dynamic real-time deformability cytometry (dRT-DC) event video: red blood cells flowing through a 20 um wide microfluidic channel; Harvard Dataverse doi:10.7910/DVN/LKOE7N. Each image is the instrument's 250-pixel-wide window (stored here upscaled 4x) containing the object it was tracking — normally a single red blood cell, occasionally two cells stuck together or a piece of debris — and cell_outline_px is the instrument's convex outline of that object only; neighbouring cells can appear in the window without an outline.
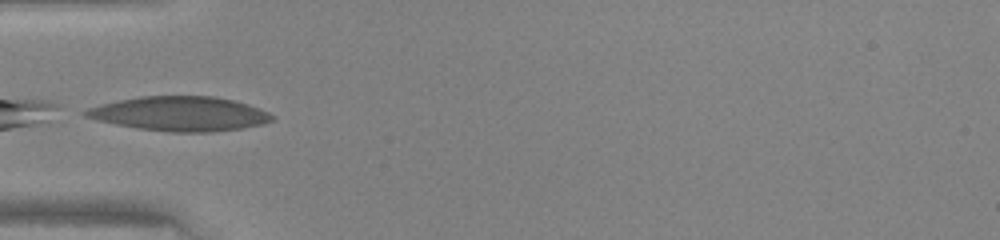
{"species": "human", "species_latin": "Homo sapiens", "temperature_condition": "warm", "stored_images_in_passage": 22, "camera_frame_rate_fps": 3000, "um_per_image_px": 0.085, "donor": {"sex": "female"}, "frame": {"image": 1, "passage_image": 1, "time_ms": 0.0, "image_size_px": [1000, 240], "cell_outline_px": [[276, 120], [264, 124], [244, 128], [208, 132], [168, 132], [136, 128], [116, 124], [84, 116], [80, 112], [88, 108], [100, 104], [140, 96], [216, 96], [248, 104], [268, 112], [276, 116]], "centroid_in_image_um": [15.33, 9.67], "position_along_channel_um": 69.7, "area_um2": 37.57}}
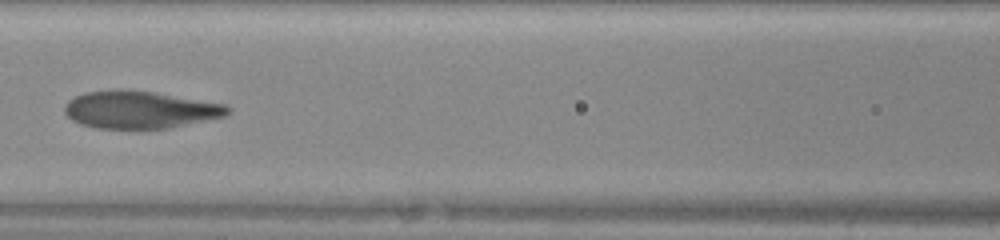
{"frame": {"image": 2, "passage_image": 7, "time_ms": 2.0, "image_size_px": [1000, 240], "cell_outline_px": [[232, 112], [224, 116], [168, 128], [96, 128], [80, 124], [72, 120], [64, 112], [64, 104], [68, 100], [84, 92], [120, 88], [124, 88], [156, 92], [224, 104], [232, 108]], "centroid_in_image_um": [11.86, 9.3], "position_along_channel_um": 154.7, "area_um2": 35.78}}
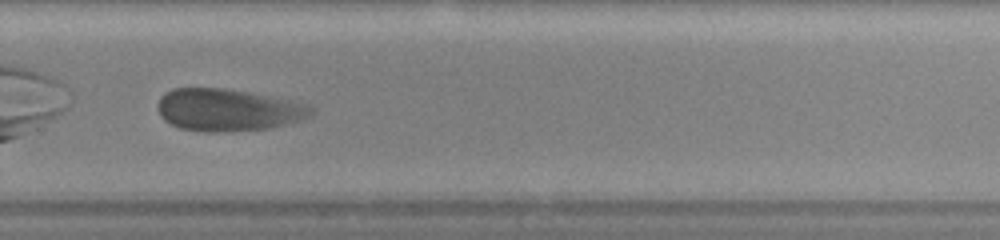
{"frame": {"image": 3, "passage_image": 18, "time_ms": 5.667, "image_size_px": [1000, 240], "cell_outline_px": [[316, 108], [312, 116], [300, 120], [272, 128], [220, 132], [204, 132], [180, 128], [164, 120], [160, 116], [156, 108], [156, 104], [160, 96], [164, 92], [172, 88], [224, 88], [252, 92], [308, 104]], "centroid_in_image_um": [19.37, 9.34], "position_along_channel_um": 310.4, "area_um2": 38.32}}